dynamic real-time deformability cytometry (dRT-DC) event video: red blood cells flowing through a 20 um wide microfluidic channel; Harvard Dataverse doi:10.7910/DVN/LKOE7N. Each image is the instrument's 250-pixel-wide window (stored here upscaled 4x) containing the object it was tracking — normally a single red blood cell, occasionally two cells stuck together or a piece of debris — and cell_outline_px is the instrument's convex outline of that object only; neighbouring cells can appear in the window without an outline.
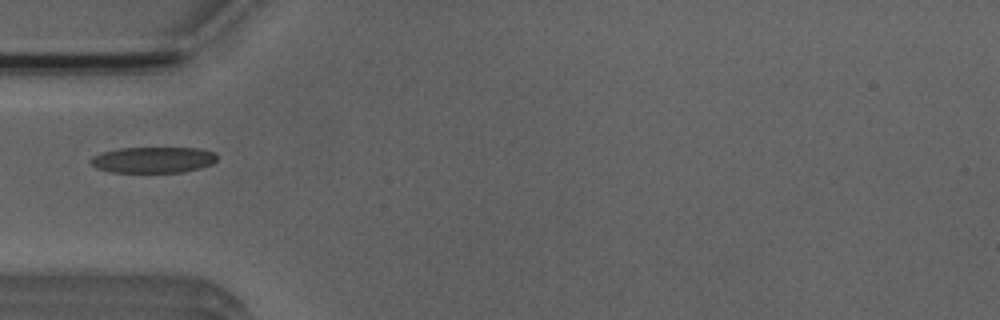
{"species": "Egyptian fruit bat (a non-hibernating species)", "species_latin": "Rousettus aegyptiacus", "temperature_condition": "room temperature", "stored_images_in_passage": 1, "camera_frame_rate_fps": 3000, "um_per_image_px": 0.085, "animal": {"sex": "male"}, "frame": {"image": 1, "passage_image": 1, "time_ms": 0.0, "image_size_px": [1000, 320], "cell_outline_px": [[216, 160], [212, 164], [200, 168], [184, 172], [112, 172], [96, 168], [88, 160], [92, 156], [100, 152], [120, 148], [200, 148], [216, 152]], "centroid_in_image_um": [13.01, 13.58], "position_along_channel_um": 72.0, "area_um2": 19.31}}